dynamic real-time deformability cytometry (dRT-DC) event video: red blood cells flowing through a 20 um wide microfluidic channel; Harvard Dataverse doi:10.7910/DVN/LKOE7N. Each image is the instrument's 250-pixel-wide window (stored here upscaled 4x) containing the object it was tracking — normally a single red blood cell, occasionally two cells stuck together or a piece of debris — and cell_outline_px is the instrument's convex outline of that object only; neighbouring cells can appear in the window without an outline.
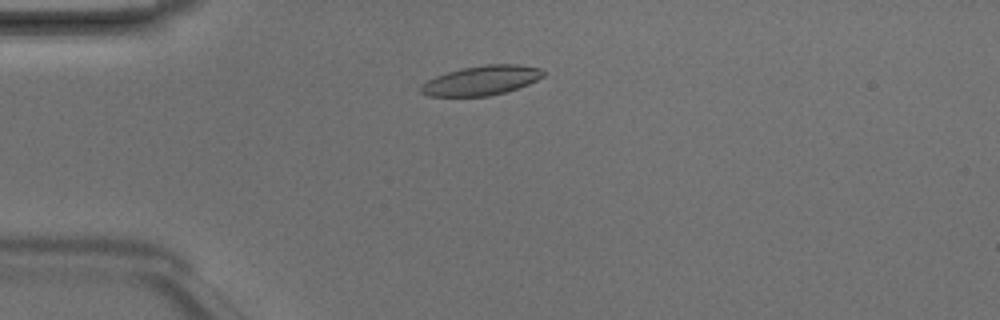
{"species": "Egyptian fruit bat (a non-hibernating species)", "species_latin": "Rousettus aegyptiacus", "temperature_condition": "room temperature", "stored_images_in_passage": 4, "camera_frame_rate_fps": 3000, "um_per_image_px": 0.085, "animal": {"sex": "male"}, "frame": {"image": 1, "passage_image": 2, "time_ms": 0.333, "image_size_px": [1000, 320], "cell_outline_px": [[544, 76], [528, 84], [504, 92], [488, 96], [428, 96], [420, 92], [420, 88], [428, 80], [436, 76], [448, 72], [464, 68], [488, 64], [520, 64], [540, 68], [544, 72]], "centroid_in_image_um": [40.94, 6.83], "position_along_channel_um": 44.1, "area_um2": 20.75}}